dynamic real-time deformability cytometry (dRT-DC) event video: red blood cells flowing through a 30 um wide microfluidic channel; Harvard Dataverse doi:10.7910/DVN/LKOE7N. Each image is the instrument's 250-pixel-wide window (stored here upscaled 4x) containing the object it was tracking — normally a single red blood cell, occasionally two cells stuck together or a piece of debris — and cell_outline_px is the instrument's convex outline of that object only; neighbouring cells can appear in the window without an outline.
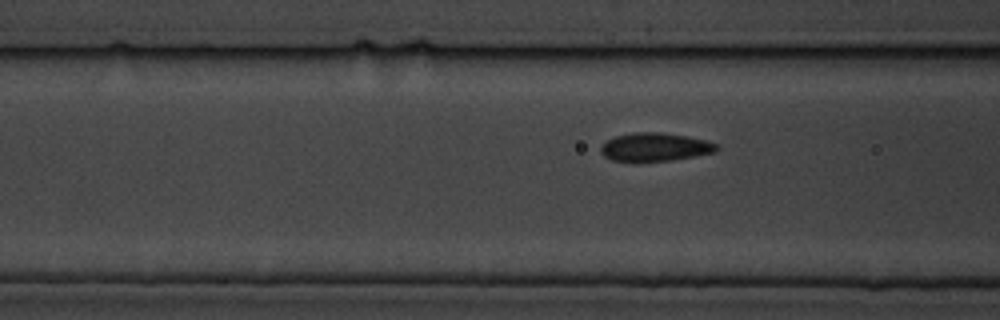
{"species": "common noctule bat (a hibernating species)", "species_latin": "Nyctalus noctula", "temperature_condition": "cold", "stored_images_in_passage": 4, "segment_of_instrument_passage": [2, 2], "camera_frame_rate_fps": 3000, "um_per_image_px": 0.085, "animal": {"sex": "male", "body_mass_g": 19.5, "forearm_length_mm": 54.6}, "frame": {"image": 1, "passage_image": 4, "time_ms": 3.667, "image_size_px": [1000, 320], "cell_outline_px": [[720, 148], [716, 152], [672, 160], [640, 164], [632, 164], [612, 160], [604, 156], [600, 152], [600, 148], [608, 140], [616, 136], [632, 132], [660, 132], [688, 136], [704, 140], [716, 144]], "centroid_in_image_um": [55.63, 12.54], "position_along_channel_um": 111.0, "area_um2": 19.77}}